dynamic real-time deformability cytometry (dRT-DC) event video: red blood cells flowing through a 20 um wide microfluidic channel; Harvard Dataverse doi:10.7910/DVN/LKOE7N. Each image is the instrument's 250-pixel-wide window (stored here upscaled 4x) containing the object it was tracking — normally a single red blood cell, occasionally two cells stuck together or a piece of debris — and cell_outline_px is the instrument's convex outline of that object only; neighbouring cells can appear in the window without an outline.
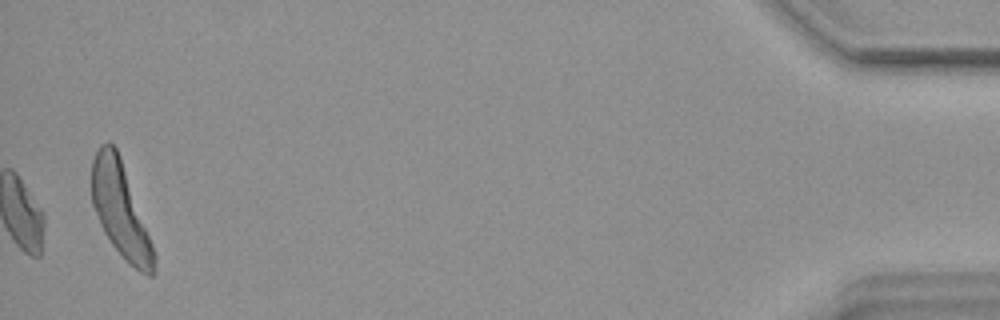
{"species": "common noctule bat (a hibernating species)", "species_latin": "Nyctalus noctula", "temperature_condition": "warm", "stored_images_in_passage": 53, "camera_frame_rate_fps": 3000, "um_per_image_px": 0.085, "animal": {"sex": "female", "body_mass_g": 18.4}, "frame": {"image": 1, "passage_image": 53, "time_ms": 17.333, "image_size_px": [1000, 320], "cell_outline_px": [[156, 272], [152, 276], [148, 276], [140, 272], [128, 264], [124, 260], [112, 244], [104, 232], [100, 224], [92, 204], [92, 160], [100, 144], [112, 144], [116, 148], [120, 156], [152, 244], [156, 256]], "centroid_in_image_um": [10.25, 17.92], "position_along_channel_um": 425.0, "area_um2": 33.76}, "authors_computed_cell_mechanics": {"area_um2": 19.1896, "velocity_mm_per_s": 3.6989, "shape_relaxation_time_tau1_ms": 6.8442, "shape_relaxation_time_tau2_ms": 1.1528, "deformation_change_tau1": 0.1179, "deformation_change_tau2": 0.045}}